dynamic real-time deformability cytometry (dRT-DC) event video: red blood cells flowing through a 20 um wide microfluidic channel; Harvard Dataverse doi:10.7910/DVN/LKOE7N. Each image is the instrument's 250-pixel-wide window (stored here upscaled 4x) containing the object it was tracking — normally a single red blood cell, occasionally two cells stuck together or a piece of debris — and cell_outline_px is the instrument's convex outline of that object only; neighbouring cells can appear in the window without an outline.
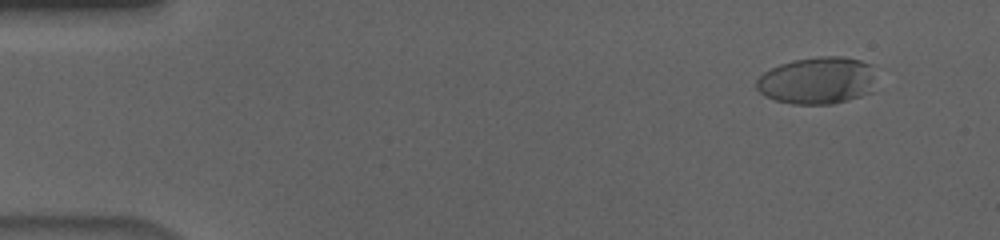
{"species": "human", "species_latin": "Homo sapiens", "temperature_condition": "cold", "stored_images_in_passage": 56, "camera_frame_rate_fps": 3000, "um_per_image_px": 0.085, "donor": {"sex": "male"}, "frame": {"image": 1, "passage_image": 5, "time_ms": 1.333, "image_size_px": [1000, 240], "cell_outline_px": [[872, 92], [848, 100], [832, 104], [792, 104], [776, 100], [764, 96], [756, 88], [756, 80], [764, 72], [780, 64], [792, 60], [820, 56], [844, 56], [860, 60], [872, 64]], "centroid_in_image_um": [69.45, 6.84], "position_along_channel_um": 15.5, "area_um2": 32.95}}
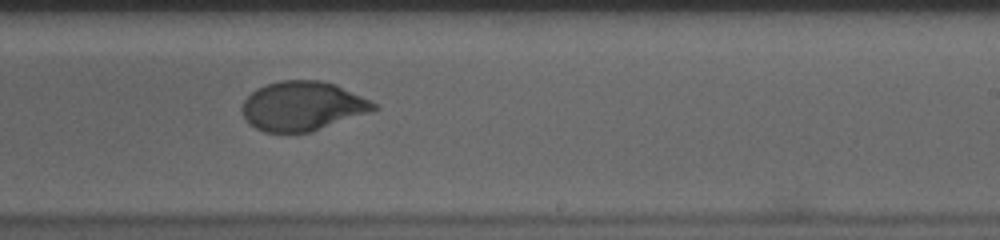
{"frame": {"image": 2, "passage_image": 35, "time_ms": 11.333, "image_size_px": [1000, 240], "cell_outline_px": [[380, 108], [312, 132], [264, 132], [248, 124], [244, 120], [240, 108], [244, 100], [256, 88], [264, 84], [280, 80], [320, 80], [336, 84], [376, 104]], "centroid_in_image_um": [25.65, 9.01], "position_along_channel_um": 263.3, "area_um2": 37.92}}
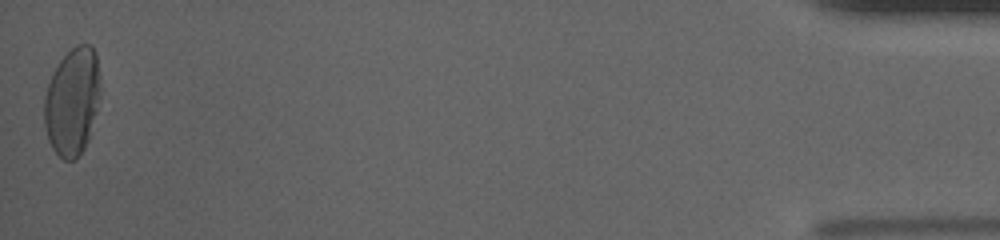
{"frame": {"image": 3, "passage_image": 56, "time_ms": 18.333, "image_size_px": [1000, 240], "cell_outline_px": [[100, 96], [96, 112], [88, 140], [84, 148], [72, 160], [64, 160], [52, 148], [48, 140], [44, 124], [44, 96], [48, 84], [60, 60], [76, 44], [92, 44], [96, 52], [100, 76]], "centroid_in_image_um": [6.16, 8.59], "position_along_channel_um": 429.0, "area_um2": 35.2}, "authors_computed_cell_mechanics": {"area_um2": 36.7897, "velocity_mm_per_s": 3.6727, "shape_relaxation_time_tau1_ms": 6.3552, "shape_relaxation_time_tau2_ms": 0.822, "deformation_change_tau1": 0.2081, "deformation_change_tau2": 0.0419}}